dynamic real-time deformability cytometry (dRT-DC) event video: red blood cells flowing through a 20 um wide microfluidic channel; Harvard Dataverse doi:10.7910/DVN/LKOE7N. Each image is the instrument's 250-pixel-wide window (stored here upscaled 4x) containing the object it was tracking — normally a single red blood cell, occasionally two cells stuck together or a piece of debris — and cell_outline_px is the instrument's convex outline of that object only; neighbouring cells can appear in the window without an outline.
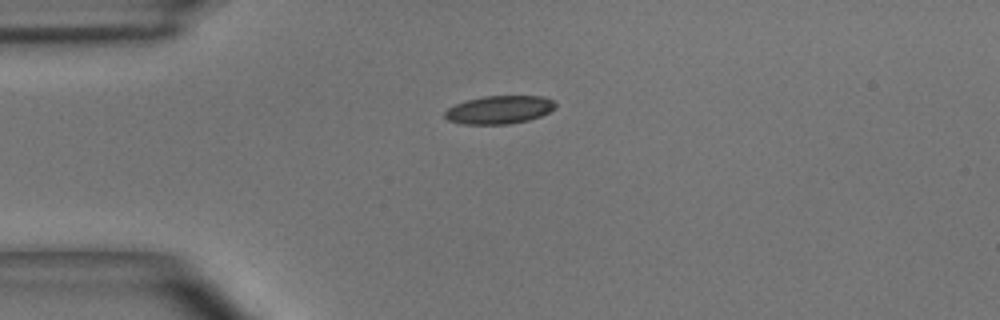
{"species": "common noctule bat (a hibernating species)", "species_latin": "Nyctalus noctula", "temperature_condition": "room temperature", "stored_images_in_passage": 24, "camera_frame_rate_fps": 3000, "um_per_image_px": 0.085, "animal": {"sex": "male", "body_mass_g": 15.6}, "frame": {"image": 1, "passage_image": 1, "time_ms": 0.0, "image_size_px": [1000, 320], "cell_outline_px": [[556, 108], [540, 116], [528, 120], [508, 124], [460, 124], [448, 120], [444, 116], [444, 112], [448, 108], [456, 104], [468, 100], [484, 96], [544, 96], [552, 100], [556, 104]], "centroid_in_image_um": [42.44, 9.33], "position_along_channel_um": 42.6, "area_um2": 18.09}}
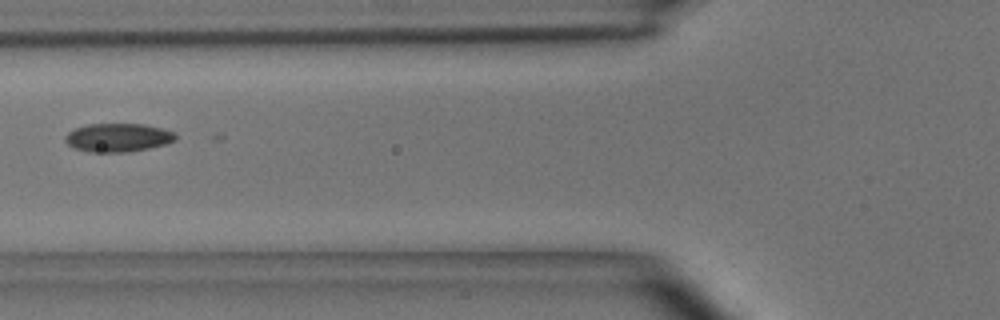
{"frame": {"image": 2, "passage_image": 8, "time_ms": 2.333, "image_size_px": [1000, 320], "cell_outline_px": [[176, 140], [164, 144], [148, 148], [128, 152], [88, 152], [72, 148], [64, 140], [64, 136], [68, 132], [76, 128], [88, 124], [144, 124], [160, 128], [172, 132], [176, 136]], "centroid_in_image_um": [9.97, 11.7], "position_along_channel_um": 115.8, "area_um2": 18.26}}
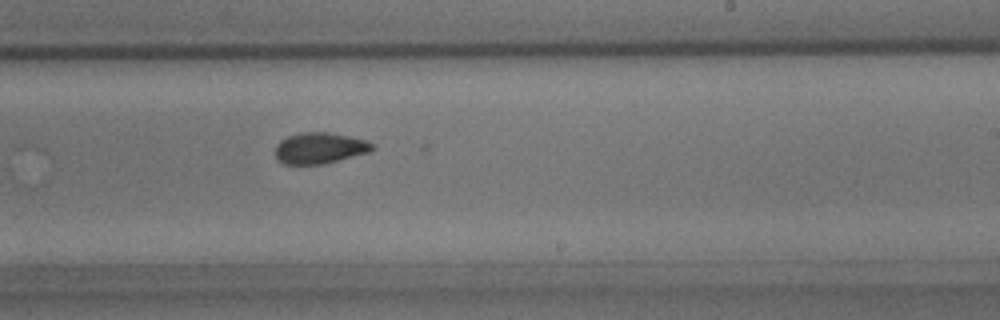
{"frame": {"image": 3, "passage_image": 19, "time_ms": 6.0, "image_size_px": [1000, 320], "cell_outline_px": [[376, 148], [368, 152], [320, 164], [284, 164], [276, 156], [276, 144], [280, 140], [288, 136], [300, 132], [328, 132], [368, 140]], "centroid_in_image_um": [27.16, 12.57], "position_along_channel_um": 261.8, "area_um2": 17.34}}